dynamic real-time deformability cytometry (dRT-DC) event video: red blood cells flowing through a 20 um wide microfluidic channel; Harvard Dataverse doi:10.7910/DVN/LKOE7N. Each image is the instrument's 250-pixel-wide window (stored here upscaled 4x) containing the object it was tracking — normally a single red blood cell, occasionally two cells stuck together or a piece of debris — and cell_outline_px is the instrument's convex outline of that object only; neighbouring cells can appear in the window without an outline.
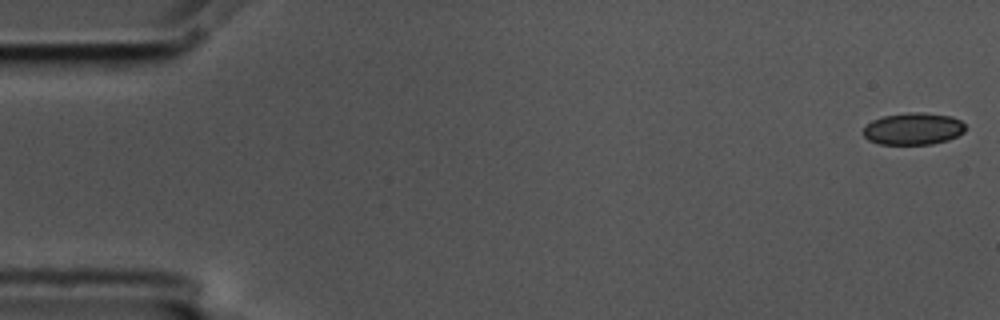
{"species": "common noctule bat (a hibernating species)", "species_latin": "Nyctalus noctula", "temperature_condition": "cold", "stored_images_in_passage": 9, "camera_frame_rate_fps": 3000, "um_per_image_px": 0.085, "animal": {"sex": "male", "body_mass_g": 17.5, "forearm_length_mm": 52.3}, "frame": {"image": 1, "passage_image": 1, "time_ms": 0.0, "image_size_px": [1000, 320], "cell_outline_px": [[964, 132], [948, 140], [932, 144], [880, 144], [868, 140], [860, 132], [872, 120], [884, 116], [908, 112], [924, 112], [952, 116], [960, 120], [964, 124]], "centroid_in_image_um": [77.61, 10.94], "position_along_channel_um": 7.4, "area_um2": 19.13}}